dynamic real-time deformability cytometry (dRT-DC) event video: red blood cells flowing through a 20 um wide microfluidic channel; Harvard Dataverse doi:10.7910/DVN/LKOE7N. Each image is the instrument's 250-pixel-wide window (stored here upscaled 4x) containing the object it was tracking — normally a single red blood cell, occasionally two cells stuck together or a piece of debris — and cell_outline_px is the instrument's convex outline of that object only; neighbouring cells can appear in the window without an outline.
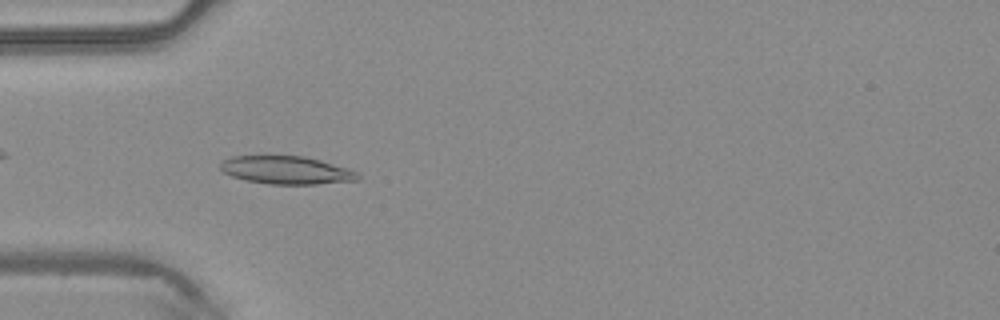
{"species": "common noctule bat (a hibernating species)", "species_latin": "Nyctalus noctula", "temperature_condition": "warm", "stored_images_in_passage": 36, "camera_frame_rate_fps": 3000, "um_per_image_px": 0.085, "animal": {"sex": "male", "body_mass_g": 20.4}, "frame": {"image": 1, "passage_image": 4, "time_ms": 1.0, "image_size_px": [1000, 320], "cell_outline_px": [[360, 180], [316, 184], [268, 184], [248, 180], [232, 176], [224, 172], [220, 168], [220, 164], [224, 160], [232, 156], [304, 156], [320, 160], [348, 168], [356, 172], [360, 176]], "centroid_in_image_um": [24.37, 14.46], "position_along_channel_um": 60.6, "area_um2": 22.25}}
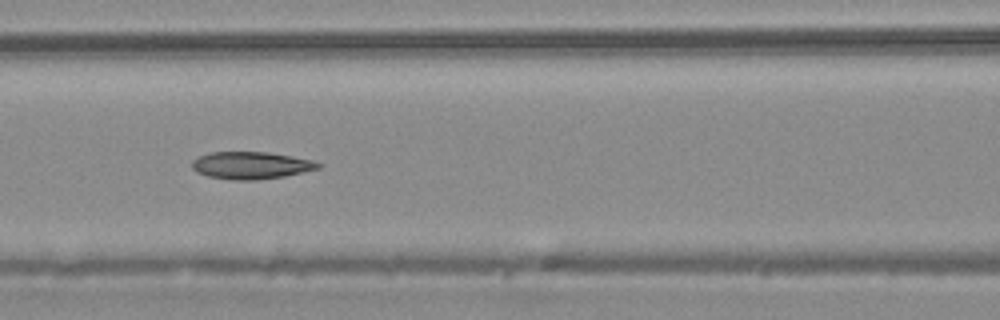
{"frame": {"image": 2, "passage_image": 10, "time_ms": 3.0, "image_size_px": [1000, 320], "cell_outline_px": [[324, 164], [320, 168], [284, 176], [256, 180], [232, 180], [208, 176], [196, 172], [192, 168], [192, 160], [208, 152], [268, 152], [292, 156], [312, 160]], "centroid_in_image_um": [21.34, 14.05], "position_along_channel_um": 145.3, "area_um2": 20.11}}
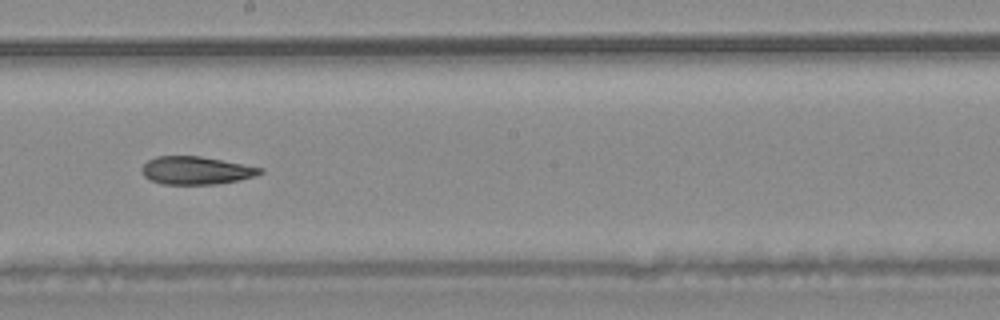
{"frame": {"image": 3, "passage_image": 16, "time_ms": 5.0, "image_size_px": [1000, 320], "cell_outline_px": [[264, 172], [256, 176], [240, 180], [216, 184], [164, 184], [152, 180], [144, 176], [140, 168], [148, 160], [156, 156], [200, 156], [264, 168]], "centroid_in_image_um": [16.69, 14.48], "position_along_channel_um": 231.5, "area_um2": 19.25}}